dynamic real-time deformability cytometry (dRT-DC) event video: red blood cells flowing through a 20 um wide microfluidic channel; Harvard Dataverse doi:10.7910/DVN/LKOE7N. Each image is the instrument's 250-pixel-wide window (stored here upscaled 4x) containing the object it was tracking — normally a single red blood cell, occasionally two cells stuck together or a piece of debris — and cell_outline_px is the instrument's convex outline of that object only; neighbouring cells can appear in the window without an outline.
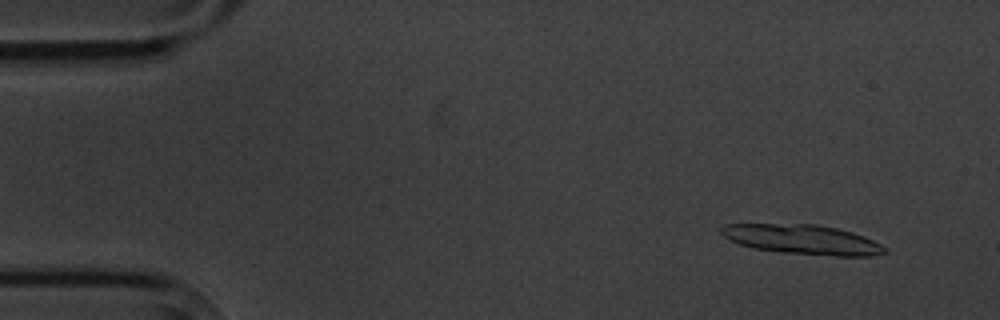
{"species": "common noctule bat (a hibernating species)", "species_latin": "Nyctalus noctula", "temperature_condition": "cold", "stored_images_in_passage": 5, "camera_frame_rate_fps": 3000, "um_per_image_px": 0.085, "animal": {"sex": "male", "body_mass_g": 20.1, "forearm_length_mm": 53.5}, "frame": {"image": 1, "passage_image": 1, "time_ms": 0.0, "image_size_px": [1000, 320], "cell_outline_px": [[888, 252], [872, 256], [836, 256], [784, 252], [752, 248], [740, 244], [724, 236], [720, 232], [720, 228], [724, 224], [816, 224], [836, 228], [852, 232], [864, 236], [888, 248]], "centroid_in_image_um": [68.24, 20.35], "position_along_channel_um": 16.8, "area_um2": 28.09}}